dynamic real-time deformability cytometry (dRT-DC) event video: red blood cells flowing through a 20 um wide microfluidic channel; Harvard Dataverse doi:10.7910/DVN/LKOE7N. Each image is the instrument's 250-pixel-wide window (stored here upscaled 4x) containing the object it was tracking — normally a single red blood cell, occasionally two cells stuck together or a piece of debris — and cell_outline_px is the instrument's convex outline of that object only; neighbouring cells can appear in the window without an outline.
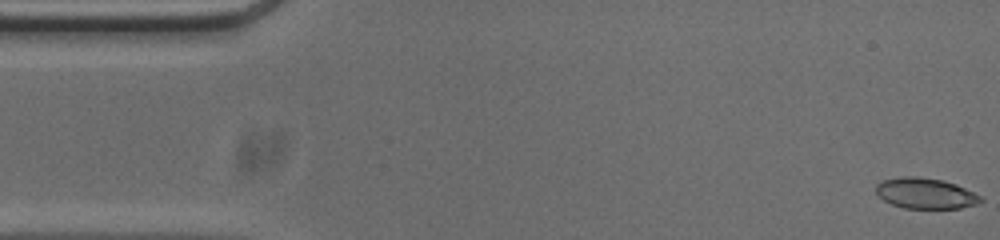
{"species": "common noctule bat (a hibernating species)", "species_latin": "Nyctalus noctula", "temperature_condition": "cold", "stored_images_in_passage": 53, "camera_frame_rate_fps": 3000, "um_per_image_px": 0.085, "animal": {"sex": "male", "body_mass_g": 20.0, "forearm_length_mm": 53.3}, "frame": {"image": 1, "passage_image": 1, "time_ms": 0.0, "image_size_px": [1000, 240], "cell_outline_px": [[984, 200], [976, 204], [960, 208], [904, 208], [892, 204], [884, 200], [876, 192], [876, 184], [880, 180], [900, 176], [916, 176], [944, 180], [956, 184], [980, 196]], "centroid_in_image_um": [78.63, 16.42], "position_along_channel_um": 6.4, "area_um2": 18.73}}
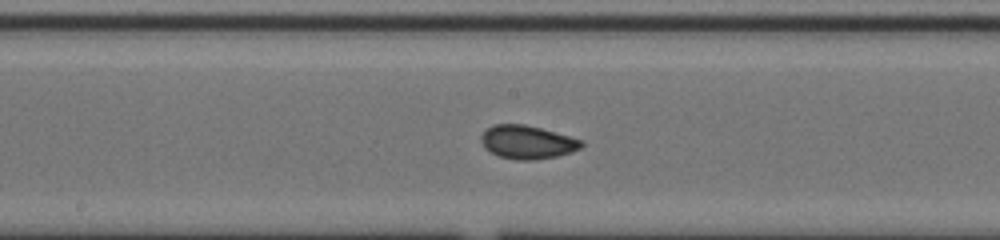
{"frame": {"image": 2, "passage_image": 26, "time_ms": 8.333, "image_size_px": [1000, 240], "cell_outline_px": [[584, 144], [580, 148], [572, 152], [556, 156], [536, 160], [516, 160], [500, 156], [484, 148], [480, 140], [480, 136], [492, 124], [524, 124], [540, 128], [584, 140]], "centroid_in_image_um": [44.82, 12.08], "position_along_channel_um": 203.4, "area_um2": 19.54}}
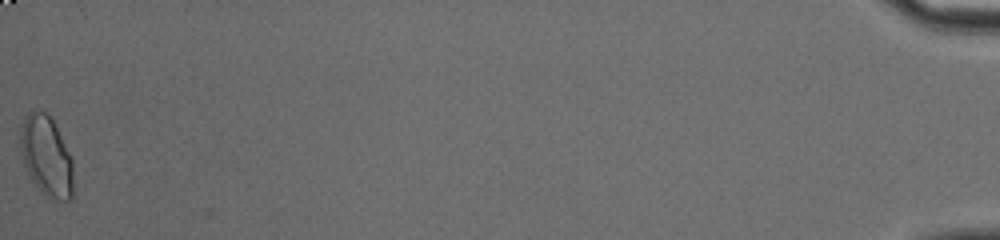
{"frame": {"image": 3, "passage_image": 53, "time_ms": 17.333, "image_size_px": [1000, 240], "cell_outline_px": [[72, 200], [56, 200], [44, 196], [40, 192], [28, 176], [20, 152], [20, 128], [24, 116], [28, 112], [48, 112], [72, 156]], "centroid_in_image_um": [3.93, 13.29], "position_along_channel_um": 431.3, "area_um2": 25.09}, "authors_computed_cell_mechanics": {"area_um2": 19.1896, "velocity_mm_per_s": 3.7836, "shape_relaxation_time_tau1_ms": 5.6734, "shape_relaxation_time_tau2_ms": 1.3897, "deformation_change_tau1": 0.1212, "deformation_change_tau2": 0.0416}}